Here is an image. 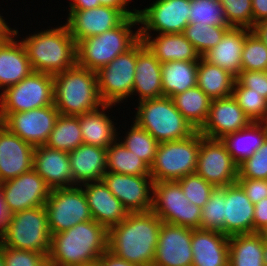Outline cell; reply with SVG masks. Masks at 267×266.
I'll list each match as a JSON object with an SVG mask.
<instances>
[{
    "label": "cell",
    "instance_id": "cell-1",
    "mask_svg": "<svg viewBox=\"0 0 267 266\" xmlns=\"http://www.w3.org/2000/svg\"><path fill=\"white\" fill-rule=\"evenodd\" d=\"M162 223L152 210L129 213L108 230V250L136 266H152Z\"/></svg>",
    "mask_w": 267,
    "mask_h": 266
},
{
    "label": "cell",
    "instance_id": "cell-2",
    "mask_svg": "<svg viewBox=\"0 0 267 266\" xmlns=\"http://www.w3.org/2000/svg\"><path fill=\"white\" fill-rule=\"evenodd\" d=\"M108 249V230L94 220L51 235L47 262L52 266H95Z\"/></svg>",
    "mask_w": 267,
    "mask_h": 266
},
{
    "label": "cell",
    "instance_id": "cell-3",
    "mask_svg": "<svg viewBox=\"0 0 267 266\" xmlns=\"http://www.w3.org/2000/svg\"><path fill=\"white\" fill-rule=\"evenodd\" d=\"M34 72L56 75L77 64L76 43L66 25L23 38Z\"/></svg>",
    "mask_w": 267,
    "mask_h": 266
},
{
    "label": "cell",
    "instance_id": "cell-4",
    "mask_svg": "<svg viewBox=\"0 0 267 266\" xmlns=\"http://www.w3.org/2000/svg\"><path fill=\"white\" fill-rule=\"evenodd\" d=\"M54 106L61 115L78 116L104 105L98 92L97 72L77 64L53 76Z\"/></svg>",
    "mask_w": 267,
    "mask_h": 266
},
{
    "label": "cell",
    "instance_id": "cell-5",
    "mask_svg": "<svg viewBox=\"0 0 267 266\" xmlns=\"http://www.w3.org/2000/svg\"><path fill=\"white\" fill-rule=\"evenodd\" d=\"M137 15L127 17L116 28L97 36H90L76 43L77 65L94 72L109 64L118 55L130 49L139 39Z\"/></svg>",
    "mask_w": 267,
    "mask_h": 266
},
{
    "label": "cell",
    "instance_id": "cell-6",
    "mask_svg": "<svg viewBox=\"0 0 267 266\" xmlns=\"http://www.w3.org/2000/svg\"><path fill=\"white\" fill-rule=\"evenodd\" d=\"M138 105L134 122L159 143L185 139L196 131L170 97L145 99Z\"/></svg>",
    "mask_w": 267,
    "mask_h": 266
},
{
    "label": "cell",
    "instance_id": "cell-7",
    "mask_svg": "<svg viewBox=\"0 0 267 266\" xmlns=\"http://www.w3.org/2000/svg\"><path fill=\"white\" fill-rule=\"evenodd\" d=\"M51 233L45 206L34 207L10 214L0 245L48 255Z\"/></svg>",
    "mask_w": 267,
    "mask_h": 266
},
{
    "label": "cell",
    "instance_id": "cell-8",
    "mask_svg": "<svg viewBox=\"0 0 267 266\" xmlns=\"http://www.w3.org/2000/svg\"><path fill=\"white\" fill-rule=\"evenodd\" d=\"M200 148V132L190 137L159 143L155 159L150 166L154 182L178 181L196 172Z\"/></svg>",
    "mask_w": 267,
    "mask_h": 266
},
{
    "label": "cell",
    "instance_id": "cell-9",
    "mask_svg": "<svg viewBox=\"0 0 267 266\" xmlns=\"http://www.w3.org/2000/svg\"><path fill=\"white\" fill-rule=\"evenodd\" d=\"M54 104L53 76L32 72L0 94V122L11 113L25 112Z\"/></svg>",
    "mask_w": 267,
    "mask_h": 266
},
{
    "label": "cell",
    "instance_id": "cell-10",
    "mask_svg": "<svg viewBox=\"0 0 267 266\" xmlns=\"http://www.w3.org/2000/svg\"><path fill=\"white\" fill-rule=\"evenodd\" d=\"M152 211L163 223L200 229L201 208L191 203L177 181L154 182Z\"/></svg>",
    "mask_w": 267,
    "mask_h": 266
},
{
    "label": "cell",
    "instance_id": "cell-11",
    "mask_svg": "<svg viewBox=\"0 0 267 266\" xmlns=\"http://www.w3.org/2000/svg\"><path fill=\"white\" fill-rule=\"evenodd\" d=\"M44 206L51 235L93 220L82 186L51 190Z\"/></svg>",
    "mask_w": 267,
    "mask_h": 266
},
{
    "label": "cell",
    "instance_id": "cell-12",
    "mask_svg": "<svg viewBox=\"0 0 267 266\" xmlns=\"http://www.w3.org/2000/svg\"><path fill=\"white\" fill-rule=\"evenodd\" d=\"M137 42L97 71L98 92L104 104L116 105L132 95Z\"/></svg>",
    "mask_w": 267,
    "mask_h": 266
},
{
    "label": "cell",
    "instance_id": "cell-13",
    "mask_svg": "<svg viewBox=\"0 0 267 266\" xmlns=\"http://www.w3.org/2000/svg\"><path fill=\"white\" fill-rule=\"evenodd\" d=\"M191 0H156L151 6L137 10L139 36L183 33L189 24Z\"/></svg>",
    "mask_w": 267,
    "mask_h": 266
},
{
    "label": "cell",
    "instance_id": "cell-14",
    "mask_svg": "<svg viewBox=\"0 0 267 266\" xmlns=\"http://www.w3.org/2000/svg\"><path fill=\"white\" fill-rule=\"evenodd\" d=\"M196 174L211 185L225 187L237 183L238 165L220 139H210L200 133V148Z\"/></svg>",
    "mask_w": 267,
    "mask_h": 266
},
{
    "label": "cell",
    "instance_id": "cell-15",
    "mask_svg": "<svg viewBox=\"0 0 267 266\" xmlns=\"http://www.w3.org/2000/svg\"><path fill=\"white\" fill-rule=\"evenodd\" d=\"M0 190L10 214L44 206L51 189L34 170L0 183Z\"/></svg>",
    "mask_w": 267,
    "mask_h": 266
},
{
    "label": "cell",
    "instance_id": "cell-16",
    "mask_svg": "<svg viewBox=\"0 0 267 266\" xmlns=\"http://www.w3.org/2000/svg\"><path fill=\"white\" fill-rule=\"evenodd\" d=\"M109 191L121 201L129 213L152 210L153 185L151 176H134L107 171L102 176Z\"/></svg>",
    "mask_w": 267,
    "mask_h": 266
},
{
    "label": "cell",
    "instance_id": "cell-17",
    "mask_svg": "<svg viewBox=\"0 0 267 266\" xmlns=\"http://www.w3.org/2000/svg\"><path fill=\"white\" fill-rule=\"evenodd\" d=\"M60 115L53 105L11 113L2 124L32 146L45 145Z\"/></svg>",
    "mask_w": 267,
    "mask_h": 266
},
{
    "label": "cell",
    "instance_id": "cell-18",
    "mask_svg": "<svg viewBox=\"0 0 267 266\" xmlns=\"http://www.w3.org/2000/svg\"><path fill=\"white\" fill-rule=\"evenodd\" d=\"M65 25L75 43L119 26L127 16L118 8L99 6L87 10H69Z\"/></svg>",
    "mask_w": 267,
    "mask_h": 266
},
{
    "label": "cell",
    "instance_id": "cell-19",
    "mask_svg": "<svg viewBox=\"0 0 267 266\" xmlns=\"http://www.w3.org/2000/svg\"><path fill=\"white\" fill-rule=\"evenodd\" d=\"M192 229L162 223L152 266H192Z\"/></svg>",
    "mask_w": 267,
    "mask_h": 266
},
{
    "label": "cell",
    "instance_id": "cell-20",
    "mask_svg": "<svg viewBox=\"0 0 267 266\" xmlns=\"http://www.w3.org/2000/svg\"><path fill=\"white\" fill-rule=\"evenodd\" d=\"M34 148L0 122V183L33 169Z\"/></svg>",
    "mask_w": 267,
    "mask_h": 266
},
{
    "label": "cell",
    "instance_id": "cell-21",
    "mask_svg": "<svg viewBox=\"0 0 267 266\" xmlns=\"http://www.w3.org/2000/svg\"><path fill=\"white\" fill-rule=\"evenodd\" d=\"M251 123L250 118L230 96L211 100L208 118L199 132L206 138L221 139L229 133L246 128Z\"/></svg>",
    "mask_w": 267,
    "mask_h": 266
},
{
    "label": "cell",
    "instance_id": "cell-22",
    "mask_svg": "<svg viewBox=\"0 0 267 266\" xmlns=\"http://www.w3.org/2000/svg\"><path fill=\"white\" fill-rule=\"evenodd\" d=\"M80 186L85 187L82 189L92 219L107 230L122 222L129 214L121 201L109 191L102 180L84 183Z\"/></svg>",
    "mask_w": 267,
    "mask_h": 266
},
{
    "label": "cell",
    "instance_id": "cell-23",
    "mask_svg": "<svg viewBox=\"0 0 267 266\" xmlns=\"http://www.w3.org/2000/svg\"><path fill=\"white\" fill-rule=\"evenodd\" d=\"M33 169L51 190L73 186L68 152L51 149L46 145L36 146Z\"/></svg>",
    "mask_w": 267,
    "mask_h": 266
},
{
    "label": "cell",
    "instance_id": "cell-24",
    "mask_svg": "<svg viewBox=\"0 0 267 266\" xmlns=\"http://www.w3.org/2000/svg\"><path fill=\"white\" fill-rule=\"evenodd\" d=\"M132 95L139 94V101L163 96L161 63L145 45L142 39L137 41V59Z\"/></svg>",
    "mask_w": 267,
    "mask_h": 266
},
{
    "label": "cell",
    "instance_id": "cell-25",
    "mask_svg": "<svg viewBox=\"0 0 267 266\" xmlns=\"http://www.w3.org/2000/svg\"><path fill=\"white\" fill-rule=\"evenodd\" d=\"M192 266H229V236L222 232L192 229Z\"/></svg>",
    "mask_w": 267,
    "mask_h": 266
},
{
    "label": "cell",
    "instance_id": "cell-26",
    "mask_svg": "<svg viewBox=\"0 0 267 266\" xmlns=\"http://www.w3.org/2000/svg\"><path fill=\"white\" fill-rule=\"evenodd\" d=\"M18 31L13 32L0 45V89L16 85L28 77L33 69L23 43L15 41Z\"/></svg>",
    "mask_w": 267,
    "mask_h": 266
},
{
    "label": "cell",
    "instance_id": "cell-27",
    "mask_svg": "<svg viewBox=\"0 0 267 266\" xmlns=\"http://www.w3.org/2000/svg\"><path fill=\"white\" fill-rule=\"evenodd\" d=\"M225 235L253 233L254 204L238 183L225 186Z\"/></svg>",
    "mask_w": 267,
    "mask_h": 266
},
{
    "label": "cell",
    "instance_id": "cell-28",
    "mask_svg": "<svg viewBox=\"0 0 267 266\" xmlns=\"http://www.w3.org/2000/svg\"><path fill=\"white\" fill-rule=\"evenodd\" d=\"M251 29L231 27L222 40L201 57L212 65L225 69L235 78L242 71L241 54Z\"/></svg>",
    "mask_w": 267,
    "mask_h": 266
},
{
    "label": "cell",
    "instance_id": "cell-29",
    "mask_svg": "<svg viewBox=\"0 0 267 266\" xmlns=\"http://www.w3.org/2000/svg\"><path fill=\"white\" fill-rule=\"evenodd\" d=\"M107 148L81 144L69 152L73 186L101 181L107 172ZM81 183V184H80Z\"/></svg>",
    "mask_w": 267,
    "mask_h": 266
},
{
    "label": "cell",
    "instance_id": "cell-30",
    "mask_svg": "<svg viewBox=\"0 0 267 266\" xmlns=\"http://www.w3.org/2000/svg\"><path fill=\"white\" fill-rule=\"evenodd\" d=\"M160 63L199 61L201 56L183 33L158 34L155 38L139 36Z\"/></svg>",
    "mask_w": 267,
    "mask_h": 266
},
{
    "label": "cell",
    "instance_id": "cell-31",
    "mask_svg": "<svg viewBox=\"0 0 267 266\" xmlns=\"http://www.w3.org/2000/svg\"><path fill=\"white\" fill-rule=\"evenodd\" d=\"M267 139V127L264 122H252L237 132L229 133L220 140L234 162L239 165L254 154Z\"/></svg>",
    "mask_w": 267,
    "mask_h": 266
},
{
    "label": "cell",
    "instance_id": "cell-32",
    "mask_svg": "<svg viewBox=\"0 0 267 266\" xmlns=\"http://www.w3.org/2000/svg\"><path fill=\"white\" fill-rule=\"evenodd\" d=\"M112 106L104 104L101 108L79 115L84 144L108 148L118 138L114 122L104 112Z\"/></svg>",
    "mask_w": 267,
    "mask_h": 266
},
{
    "label": "cell",
    "instance_id": "cell-33",
    "mask_svg": "<svg viewBox=\"0 0 267 266\" xmlns=\"http://www.w3.org/2000/svg\"><path fill=\"white\" fill-rule=\"evenodd\" d=\"M263 233L237 234L229 237V266H265Z\"/></svg>",
    "mask_w": 267,
    "mask_h": 266
},
{
    "label": "cell",
    "instance_id": "cell-34",
    "mask_svg": "<svg viewBox=\"0 0 267 266\" xmlns=\"http://www.w3.org/2000/svg\"><path fill=\"white\" fill-rule=\"evenodd\" d=\"M198 61H169L161 64L163 96L172 98L197 86Z\"/></svg>",
    "mask_w": 267,
    "mask_h": 266
},
{
    "label": "cell",
    "instance_id": "cell-35",
    "mask_svg": "<svg viewBox=\"0 0 267 266\" xmlns=\"http://www.w3.org/2000/svg\"><path fill=\"white\" fill-rule=\"evenodd\" d=\"M197 86L211 99L232 96L235 77L225 69L212 65L202 57L198 61Z\"/></svg>",
    "mask_w": 267,
    "mask_h": 266
},
{
    "label": "cell",
    "instance_id": "cell-36",
    "mask_svg": "<svg viewBox=\"0 0 267 266\" xmlns=\"http://www.w3.org/2000/svg\"><path fill=\"white\" fill-rule=\"evenodd\" d=\"M171 99L184 118L199 131L208 118L211 99L198 86L174 95Z\"/></svg>",
    "mask_w": 267,
    "mask_h": 266
},
{
    "label": "cell",
    "instance_id": "cell-37",
    "mask_svg": "<svg viewBox=\"0 0 267 266\" xmlns=\"http://www.w3.org/2000/svg\"><path fill=\"white\" fill-rule=\"evenodd\" d=\"M117 141L116 139L107 148V171L134 176H151L150 167L128 150L120 140Z\"/></svg>",
    "mask_w": 267,
    "mask_h": 266
},
{
    "label": "cell",
    "instance_id": "cell-38",
    "mask_svg": "<svg viewBox=\"0 0 267 266\" xmlns=\"http://www.w3.org/2000/svg\"><path fill=\"white\" fill-rule=\"evenodd\" d=\"M83 144L79 115H59L46 146L51 149L70 152Z\"/></svg>",
    "mask_w": 267,
    "mask_h": 266
},
{
    "label": "cell",
    "instance_id": "cell-39",
    "mask_svg": "<svg viewBox=\"0 0 267 266\" xmlns=\"http://www.w3.org/2000/svg\"><path fill=\"white\" fill-rule=\"evenodd\" d=\"M230 28V26L205 25L200 22L189 23L183 34L202 56L210 48L215 47Z\"/></svg>",
    "mask_w": 267,
    "mask_h": 266
},
{
    "label": "cell",
    "instance_id": "cell-40",
    "mask_svg": "<svg viewBox=\"0 0 267 266\" xmlns=\"http://www.w3.org/2000/svg\"><path fill=\"white\" fill-rule=\"evenodd\" d=\"M133 123L123 138L124 141L121 142L150 167L155 159L159 142L144 128Z\"/></svg>",
    "mask_w": 267,
    "mask_h": 266
},
{
    "label": "cell",
    "instance_id": "cell-41",
    "mask_svg": "<svg viewBox=\"0 0 267 266\" xmlns=\"http://www.w3.org/2000/svg\"><path fill=\"white\" fill-rule=\"evenodd\" d=\"M200 229L214 230L225 235V187H216L201 208Z\"/></svg>",
    "mask_w": 267,
    "mask_h": 266
},
{
    "label": "cell",
    "instance_id": "cell-42",
    "mask_svg": "<svg viewBox=\"0 0 267 266\" xmlns=\"http://www.w3.org/2000/svg\"><path fill=\"white\" fill-rule=\"evenodd\" d=\"M232 97L252 122H264L267 119V100L261 94L251 92L250 88L241 86L235 80Z\"/></svg>",
    "mask_w": 267,
    "mask_h": 266
},
{
    "label": "cell",
    "instance_id": "cell-43",
    "mask_svg": "<svg viewBox=\"0 0 267 266\" xmlns=\"http://www.w3.org/2000/svg\"><path fill=\"white\" fill-rule=\"evenodd\" d=\"M229 26L219 0H191L189 23Z\"/></svg>",
    "mask_w": 267,
    "mask_h": 266
},
{
    "label": "cell",
    "instance_id": "cell-44",
    "mask_svg": "<svg viewBox=\"0 0 267 266\" xmlns=\"http://www.w3.org/2000/svg\"><path fill=\"white\" fill-rule=\"evenodd\" d=\"M242 71H267V46L252 30L241 54Z\"/></svg>",
    "mask_w": 267,
    "mask_h": 266
},
{
    "label": "cell",
    "instance_id": "cell-45",
    "mask_svg": "<svg viewBox=\"0 0 267 266\" xmlns=\"http://www.w3.org/2000/svg\"><path fill=\"white\" fill-rule=\"evenodd\" d=\"M230 27L253 29L252 0H219Z\"/></svg>",
    "mask_w": 267,
    "mask_h": 266
},
{
    "label": "cell",
    "instance_id": "cell-46",
    "mask_svg": "<svg viewBox=\"0 0 267 266\" xmlns=\"http://www.w3.org/2000/svg\"><path fill=\"white\" fill-rule=\"evenodd\" d=\"M186 198L194 205L202 208L208 201L214 186L198 174H189L177 181Z\"/></svg>",
    "mask_w": 267,
    "mask_h": 266
},
{
    "label": "cell",
    "instance_id": "cell-47",
    "mask_svg": "<svg viewBox=\"0 0 267 266\" xmlns=\"http://www.w3.org/2000/svg\"><path fill=\"white\" fill-rule=\"evenodd\" d=\"M238 178L267 180V139L254 154L238 165Z\"/></svg>",
    "mask_w": 267,
    "mask_h": 266
},
{
    "label": "cell",
    "instance_id": "cell-48",
    "mask_svg": "<svg viewBox=\"0 0 267 266\" xmlns=\"http://www.w3.org/2000/svg\"><path fill=\"white\" fill-rule=\"evenodd\" d=\"M6 266H46L47 255L29 250L2 246Z\"/></svg>",
    "mask_w": 267,
    "mask_h": 266
},
{
    "label": "cell",
    "instance_id": "cell-49",
    "mask_svg": "<svg viewBox=\"0 0 267 266\" xmlns=\"http://www.w3.org/2000/svg\"><path fill=\"white\" fill-rule=\"evenodd\" d=\"M235 80L267 100V71H241Z\"/></svg>",
    "mask_w": 267,
    "mask_h": 266
},
{
    "label": "cell",
    "instance_id": "cell-50",
    "mask_svg": "<svg viewBox=\"0 0 267 266\" xmlns=\"http://www.w3.org/2000/svg\"><path fill=\"white\" fill-rule=\"evenodd\" d=\"M237 183L254 205L261 199L267 198V180L237 178Z\"/></svg>",
    "mask_w": 267,
    "mask_h": 266
},
{
    "label": "cell",
    "instance_id": "cell-51",
    "mask_svg": "<svg viewBox=\"0 0 267 266\" xmlns=\"http://www.w3.org/2000/svg\"><path fill=\"white\" fill-rule=\"evenodd\" d=\"M267 229V198L254 205L253 233H263Z\"/></svg>",
    "mask_w": 267,
    "mask_h": 266
},
{
    "label": "cell",
    "instance_id": "cell-52",
    "mask_svg": "<svg viewBox=\"0 0 267 266\" xmlns=\"http://www.w3.org/2000/svg\"><path fill=\"white\" fill-rule=\"evenodd\" d=\"M95 266H136L114 255L108 249L100 256Z\"/></svg>",
    "mask_w": 267,
    "mask_h": 266
},
{
    "label": "cell",
    "instance_id": "cell-53",
    "mask_svg": "<svg viewBox=\"0 0 267 266\" xmlns=\"http://www.w3.org/2000/svg\"><path fill=\"white\" fill-rule=\"evenodd\" d=\"M253 28L260 21L267 19V0H252Z\"/></svg>",
    "mask_w": 267,
    "mask_h": 266
},
{
    "label": "cell",
    "instance_id": "cell-54",
    "mask_svg": "<svg viewBox=\"0 0 267 266\" xmlns=\"http://www.w3.org/2000/svg\"><path fill=\"white\" fill-rule=\"evenodd\" d=\"M130 0H99L100 5L110 6L120 9L127 17L137 15V9H133L131 12L126 8Z\"/></svg>",
    "mask_w": 267,
    "mask_h": 266
},
{
    "label": "cell",
    "instance_id": "cell-55",
    "mask_svg": "<svg viewBox=\"0 0 267 266\" xmlns=\"http://www.w3.org/2000/svg\"><path fill=\"white\" fill-rule=\"evenodd\" d=\"M69 10H87L101 6L99 0H72Z\"/></svg>",
    "mask_w": 267,
    "mask_h": 266
},
{
    "label": "cell",
    "instance_id": "cell-56",
    "mask_svg": "<svg viewBox=\"0 0 267 266\" xmlns=\"http://www.w3.org/2000/svg\"><path fill=\"white\" fill-rule=\"evenodd\" d=\"M10 218V213L7 210L3 195L0 190V235L5 231Z\"/></svg>",
    "mask_w": 267,
    "mask_h": 266
},
{
    "label": "cell",
    "instance_id": "cell-57",
    "mask_svg": "<svg viewBox=\"0 0 267 266\" xmlns=\"http://www.w3.org/2000/svg\"><path fill=\"white\" fill-rule=\"evenodd\" d=\"M252 30L267 46V19L255 24Z\"/></svg>",
    "mask_w": 267,
    "mask_h": 266
},
{
    "label": "cell",
    "instance_id": "cell-58",
    "mask_svg": "<svg viewBox=\"0 0 267 266\" xmlns=\"http://www.w3.org/2000/svg\"><path fill=\"white\" fill-rule=\"evenodd\" d=\"M2 17L0 14V32H13V29L7 25L5 19Z\"/></svg>",
    "mask_w": 267,
    "mask_h": 266
},
{
    "label": "cell",
    "instance_id": "cell-59",
    "mask_svg": "<svg viewBox=\"0 0 267 266\" xmlns=\"http://www.w3.org/2000/svg\"><path fill=\"white\" fill-rule=\"evenodd\" d=\"M264 265L267 266V239L264 240V253H263Z\"/></svg>",
    "mask_w": 267,
    "mask_h": 266
},
{
    "label": "cell",
    "instance_id": "cell-60",
    "mask_svg": "<svg viewBox=\"0 0 267 266\" xmlns=\"http://www.w3.org/2000/svg\"><path fill=\"white\" fill-rule=\"evenodd\" d=\"M12 32H0V45Z\"/></svg>",
    "mask_w": 267,
    "mask_h": 266
},
{
    "label": "cell",
    "instance_id": "cell-61",
    "mask_svg": "<svg viewBox=\"0 0 267 266\" xmlns=\"http://www.w3.org/2000/svg\"><path fill=\"white\" fill-rule=\"evenodd\" d=\"M0 266H6L5 260L3 257L2 245H0Z\"/></svg>",
    "mask_w": 267,
    "mask_h": 266
},
{
    "label": "cell",
    "instance_id": "cell-62",
    "mask_svg": "<svg viewBox=\"0 0 267 266\" xmlns=\"http://www.w3.org/2000/svg\"><path fill=\"white\" fill-rule=\"evenodd\" d=\"M265 238L267 239V229L263 232Z\"/></svg>",
    "mask_w": 267,
    "mask_h": 266
}]
</instances>
